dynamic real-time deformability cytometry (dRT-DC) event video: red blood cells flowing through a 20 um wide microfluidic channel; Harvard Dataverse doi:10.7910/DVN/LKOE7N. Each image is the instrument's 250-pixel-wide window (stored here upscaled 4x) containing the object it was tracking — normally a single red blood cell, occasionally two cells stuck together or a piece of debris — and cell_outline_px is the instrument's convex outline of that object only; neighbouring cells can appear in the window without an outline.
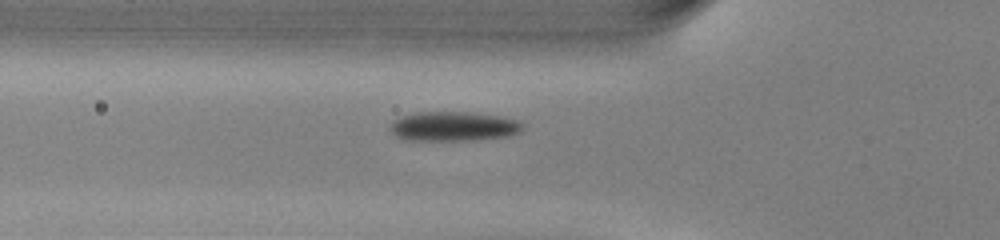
{"species": "common noctule bat (a hibernating species)", "species_latin": "Nyctalus noctula", "temperature_condition": "warm", "stored_images_in_passage": 37, "camera_frame_rate_fps": 3000, "um_per_image_px": 0.085, "animal": {"sex": "male", "body_mass_g": 13.0, "forearm_length_mm": 53.1}, "frame": {"image": 1, "passage_image": 8, "time_ms": 2.333, "image_size_px": [1000, 240], "cell_outline_px": [[524, 128], [520, 132], [508, 136], [476, 140], [404, 140], [396, 136], [388, 128], [396, 120], [404, 116], [416, 112], [464, 112], [496, 116], [516, 120], [524, 124]], "centroid_in_image_um": [38.55, 10.75], "position_along_channel_um": 87.2, "area_um2": 22.54}}
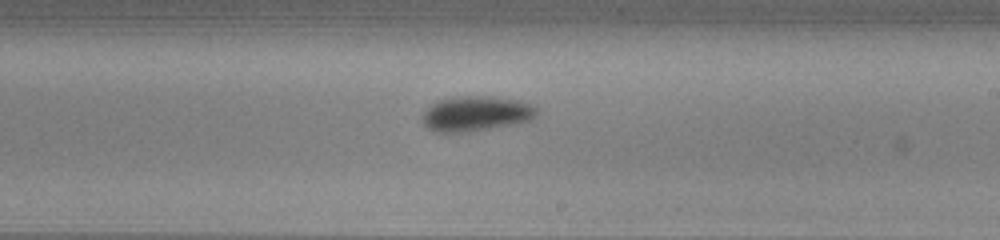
{"frame": {"image": 2, "passage_image": 20, "time_ms": 6.333, "image_size_px": [1000, 240], "cell_outline_px": [[540, 108], [536, 116], [532, 120], [516, 124], [468, 132], [436, 132], [428, 128], [424, 124], [420, 116], [432, 104], [440, 100], [460, 96], [492, 96], [520, 100]], "centroid_in_image_um": [40.51, 9.66], "position_along_channel_um": 248.5, "area_um2": 23.64}}
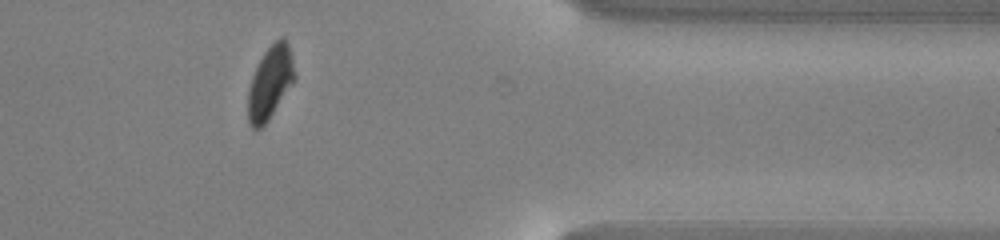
{"frame": {"image": 3, "passage_image": 32, "time_ms": 10.333, "image_size_px": [1000, 240], "cell_outline_px": [[296, 80], [268, 120], [260, 128], [252, 128], [248, 124], [248, 88], [252, 76], [264, 52], [280, 36], [284, 36], [292, 52], [296, 76]], "centroid_in_image_um": [22.99, 7.0], "position_along_channel_um": 388.4, "area_um2": 20.0}}